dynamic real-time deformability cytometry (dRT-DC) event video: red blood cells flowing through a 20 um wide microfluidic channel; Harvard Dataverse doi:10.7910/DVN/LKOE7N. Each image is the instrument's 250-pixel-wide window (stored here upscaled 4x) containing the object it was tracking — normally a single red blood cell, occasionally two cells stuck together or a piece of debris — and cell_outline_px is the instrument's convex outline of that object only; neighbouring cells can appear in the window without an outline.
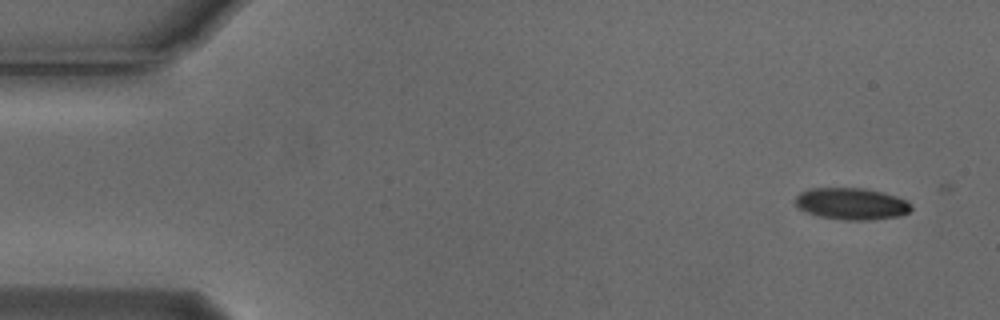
{"species": "Egyptian fruit bat (a non-hibernating species)", "species_latin": "Rousettus aegyptiacus", "temperature_condition": "cold", "stored_images_in_passage": 4, "camera_frame_rate_fps": 3000, "um_per_image_px": 0.085, "animal": {"sex": "male"}, "frame": {"image": 1, "passage_image": 1, "time_ms": 0.0, "image_size_px": [1000, 320], "cell_outline_px": [[912, 208], [908, 212], [900, 216], [872, 220], [844, 220], [820, 216], [808, 212], [800, 208], [796, 204], [796, 196], [800, 192], [812, 188], [864, 188], [884, 192], [908, 200], [912, 204]], "centroid_in_image_um": [72.44, 17.31], "position_along_channel_um": 12.6, "area_um2": 21.5}}